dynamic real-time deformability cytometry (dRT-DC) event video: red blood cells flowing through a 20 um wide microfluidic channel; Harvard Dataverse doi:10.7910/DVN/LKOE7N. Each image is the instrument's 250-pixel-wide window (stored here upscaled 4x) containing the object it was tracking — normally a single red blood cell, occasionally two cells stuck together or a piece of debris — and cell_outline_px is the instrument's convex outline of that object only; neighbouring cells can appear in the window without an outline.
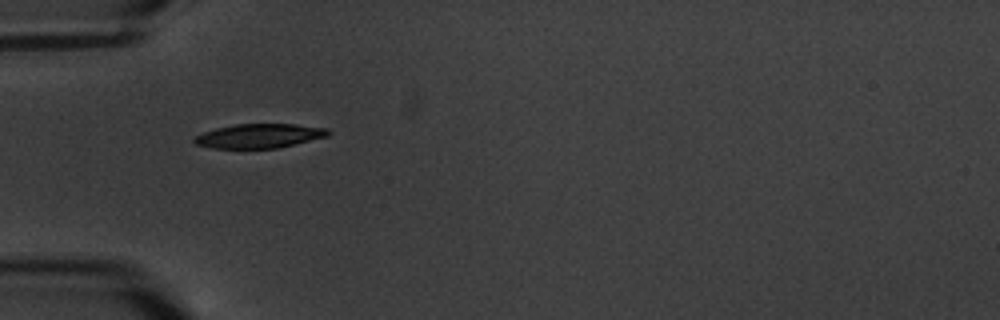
{"species": "common noctule bat (a hibernating species)", "species_latin": "Nyctalus noctula", "temperature_condition": "warm", "stored_images_in_passage": 2, "camera_frame_rate_fps": 3000, "um_per_image_px": 0.085, "animal": {"sex": "male", "body_mass_g": 20.1, "forearm_length_mm": 53.5}, "frame": {"image": 1, "passage_image": 1, "time_ms": 0.0, "image_size_px": [1000, 320], "cell_outline_px": [[332, 132], [328, 136], [276, 148], [212, 148], [196, 144], [192, 140], [196, 136], [204, 132], [216, 128], [236, 124], [296, 124], [328, 128]], "centroid_in_image_um": [22.06, 11.54], "position_along_channel_um": 62.9, "area_um2": 18.79}}